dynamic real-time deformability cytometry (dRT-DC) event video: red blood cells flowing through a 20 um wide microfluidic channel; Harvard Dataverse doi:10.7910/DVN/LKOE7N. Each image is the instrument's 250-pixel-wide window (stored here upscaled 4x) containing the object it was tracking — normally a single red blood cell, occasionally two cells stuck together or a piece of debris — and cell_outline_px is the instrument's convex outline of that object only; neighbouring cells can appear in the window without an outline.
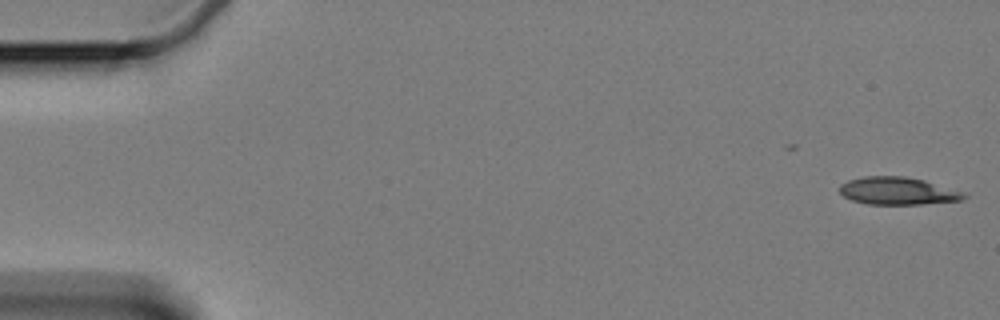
{"species": "Egyptian fruit bat (a non-hibernating species)", "species_latin": "Rousettus aegyptiacus", "temperature_condition": "cold", "stored_images_in_passage": 48, "camera_frame_rate_fps": 3000, "um_per_image_px": 0.085, "animal": {"sex": "female"}, "frame": {"image": 1, "passage_image": 1, "time_ms": 0.0, "image_size_px": [1000, 320], "cell_outline_px": [[968, 196], [964, 200], [920, 204], [868, 204], [852, 200], [844, 196], [840, 192], [840, 184], [848, 180], [864, 176], [904, 176], [924, 180], [968, 192]], "centroid_in_image_um": [76.38, 16.23], "position_along_channel_um": 8.6, "area_um2": 20.17}}
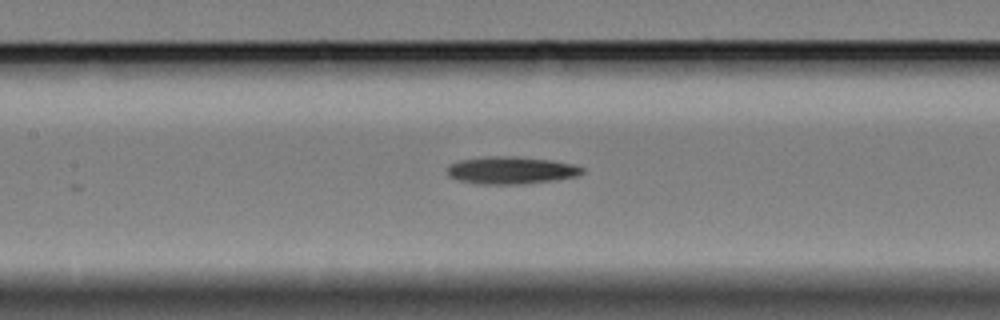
{"frame": {"image": 2, "passage_image": 27, "time_ms": 8.667, "image_size_px": [1000, 320], "cell_outline_px": [[584, 172], [580, 176], [556, 180], [524, 184], [476, 184], [460, 180], [448, 176], [448, 164], [456, 160], [484, 156], [516, 156], [552, 160], [572, 164], [584, 168]], "centroid_in_image_um": [43.44, 14.47], "position_along_channel_um": 164.0, "area_um2": 21.96}}
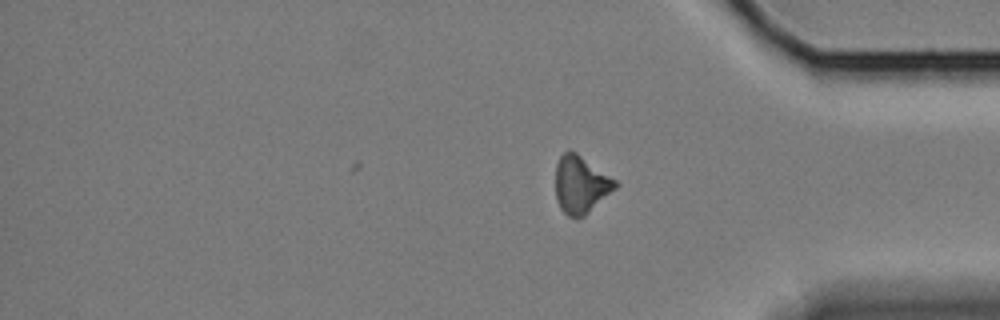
{"frame": {"image": 3, "passage_image": 48, "time_ms": 15.667, "image_size_px": [1000, 320], "cell_outline_px": [[620, 184], [616, 188], [584, 216], [568, 216], [560, 208], [556, 200], [556, 164], [560, 156], [568, 148], [576, 152], [616, 180]], "centroid_in_image_um": [49.36, 15.66], "position_along_channel_um": 385.8, "area_um2": 19.88}}